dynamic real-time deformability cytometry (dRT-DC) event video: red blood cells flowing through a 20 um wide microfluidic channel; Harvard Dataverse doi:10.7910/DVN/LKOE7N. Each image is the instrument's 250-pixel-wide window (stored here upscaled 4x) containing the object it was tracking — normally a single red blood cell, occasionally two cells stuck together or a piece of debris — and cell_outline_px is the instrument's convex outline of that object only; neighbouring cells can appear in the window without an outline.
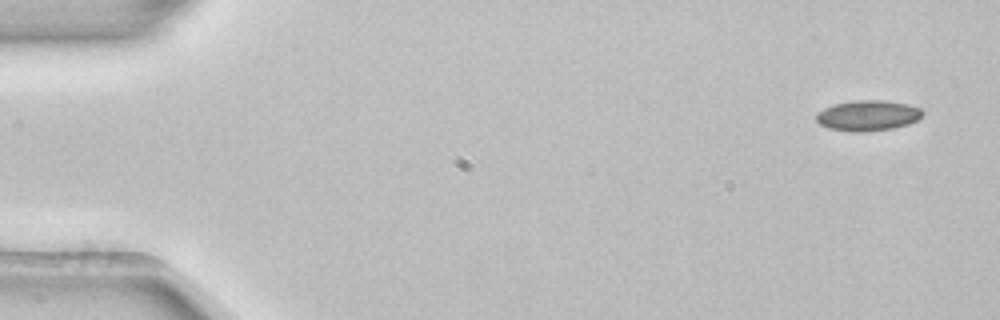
{"species": "common noctule bat (a hibernating species)", "species_latin": "Nyctalus noctula", "temperature_condition": "room temperature", "stored_images_in_passage": 4, "camera_frame_rate_fps": 3000, "um_per_image_px": 0.085, "animal": {"sex": "female", "body_mass_g": 22.7, "forearm_length_mm": 54.2}, "frame": {"image": 1, "passage_image": 1, "time_ms": 0.0, "image_size_px": [1000, 320], "cell_outline_px": [[924, 112], [916, 120], [908, 124], [892, 128], [864, 132], [848, 132], [828, 128], [820, 124], [816, 120], [816, 112], [832, 104], [856, 100], [884, 100], [908, 104], [920, 108]], "centroid_in_image_um": [73.72, 9.82], "position_along_channel_um": 11.3, "area_um2": 19.02}}
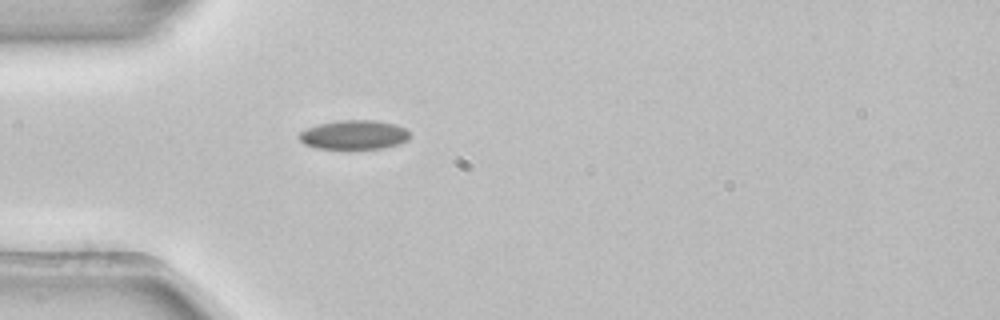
{"frame": {"image": 2, "passage_image": 4, "time_ms": 1.0, "image_size_px": [1000, 320], "cell_outline_px": [[408, 140], [396, 144], [380, 148], [316, 148], [304, 144], [296, 136], [300, 132], [316, 124], [336, 120], [376, 120], [396, 124], [404, 128], [408, 132]], "centroid_in_image_um": [30.04, 11.44], "position_along_channel_um": 55.0, "area_um2": 18.73}}